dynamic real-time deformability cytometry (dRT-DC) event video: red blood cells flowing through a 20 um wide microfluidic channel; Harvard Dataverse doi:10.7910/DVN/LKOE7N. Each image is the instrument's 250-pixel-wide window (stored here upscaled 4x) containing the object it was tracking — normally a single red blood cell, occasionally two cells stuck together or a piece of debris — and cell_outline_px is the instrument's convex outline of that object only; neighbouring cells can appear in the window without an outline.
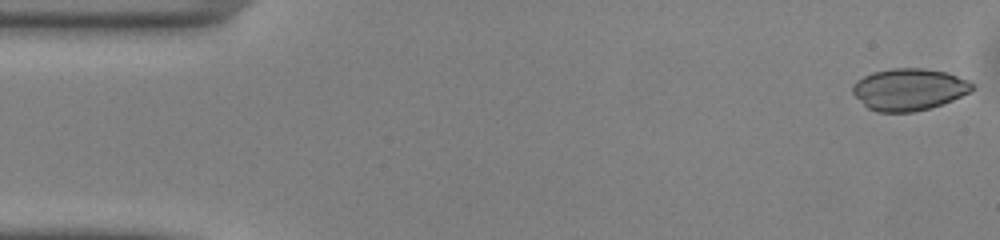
{"species": "common noctule bat (a hibernating species)", "species_latin": "Nyctalus noctula", "temperature_condition": "warm", "stored_images_in_passage": 49, "camera_frame_rate_fps": 3000, "um_per_image_px": 0.085, "animal": {"sex": "male", "body_mass_g": 13.0, "forearm_length_mm": 53.1}, "frame": {"image": 1, "passage_image": 1, "time_ms": 0.0, "image_size_px": [1000, 240], "cell_outline_px": [[976, 88], [952, 100], [928, 108], [912, 112], [876, 112], [868, 108], [852, 92], [852, 84], [856, 80], [872, 72], [892, 68], [924, 68], [948, 72], [968, 80]], "centroid_in_image_um": [77.25, 7.58], "position_along_channel_um": 7.8, "area_um2": 29.13}}
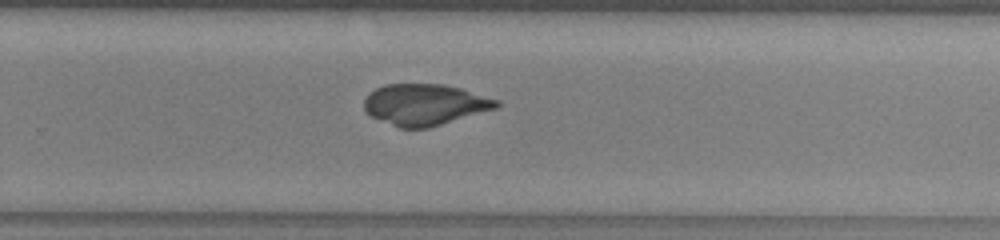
{"frame": {"image": 2, "passage_image": 31, "time_ms": 10.0, "image_size_px": [1000, 240], "cell_outline_px": [[500, 104], [496, 108], [428, 128], [400, 128], [372, 116], [364, 108], [364, 100], [368, 92], [384, 84], [444, 84], [460, 88], [500, 100]], "centroid_in_image_um": [36.1, 8.87], "position_along_channel_um": 293.7, "area_um2": 31.62}}
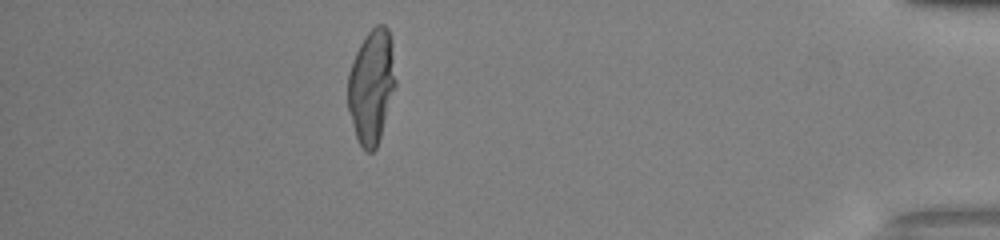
{"frame": {"image": 3, "passage_image": 43, "time_ms": 14.0, "image_size_px": [1000, 240], "cell_outline_px": [[396, 84], [380, 136], [376, 148], [372, 152], [368, 152], [360, 144], [356, 136], [348, 112], [348, 72], [356, 52], [360, 44], [368, 32], [376, 24], [384, 24], [388, 28], [392, 36], [396, 80]], "centroid_in_image_um": [31.59, 7.28], "position_along_channel_um": 403.6, "area_um2": 31.79}}